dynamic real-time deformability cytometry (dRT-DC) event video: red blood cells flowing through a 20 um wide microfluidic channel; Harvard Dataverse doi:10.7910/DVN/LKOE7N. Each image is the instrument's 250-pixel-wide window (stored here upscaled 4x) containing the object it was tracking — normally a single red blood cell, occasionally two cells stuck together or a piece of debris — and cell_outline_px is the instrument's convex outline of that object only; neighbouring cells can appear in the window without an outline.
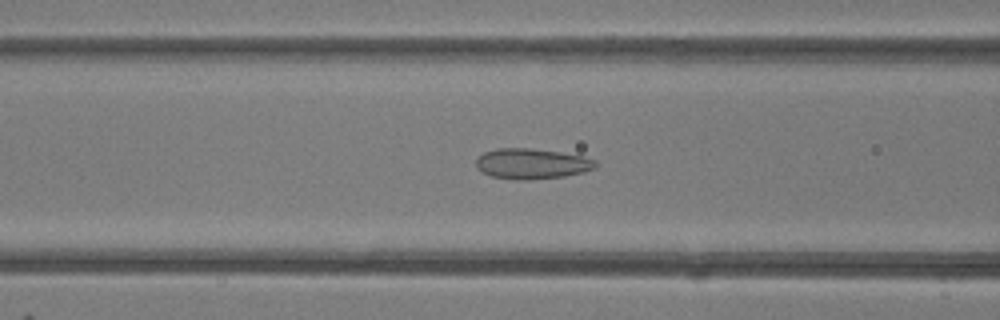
{"species": "common noctule bat (a hibernating species)", "species_latin": "Nyctalus noctula", "temperature_condition": "room temperature", "stored_images_in_passage": 49, "camera_frame_rate_fps": 3000, "um_per_image_px": 0.085, "animal": {"sex": "female"}, "frame": {"image": 1, "passage_image": 20, "time_ms": 6.333, "image_size_px": [1000, 320], "cell_outline_px": [[596, 168], [584, 172], [564, 176], [528, 180], [516, 180], [492, 176], [476, 168], [476, 160], [484, 152], [496, 148], [532, 148], [560, 152], [584, 156], [596, 160]], "centroid_in_image_um": [45.22, 13.91], "position_along_channel_um": 121.4, "area_um2": 21.27}}
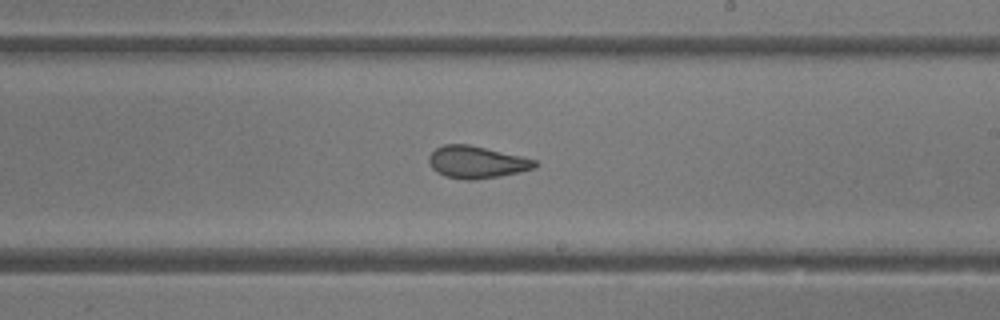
{"frame": {"image": 2, "passage_image": 29, "time_ms": 9.333, "image_size_px": [1000, 320], "cell_outline_px": [[540, 164], [536, 168], [520, 172], [500, 176], [472, 180], [464, 180], [444, 176], [436, 172], [432, 168], [428, 160], [428, 156], [436, 148], [444, 144], [468, 144], [520, 156], [536, 160]], "centroid_in_image_um": [40.51, 13.79], "position_along_channel_um": 248.5, "area_um2": 19.94}}
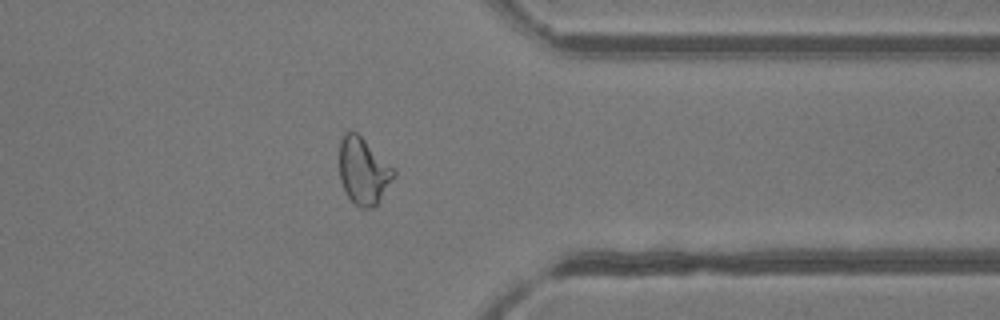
{"frame": {"image": 3, "passage_image": 39, "time_ms": 12.667, "image_size_px": [1000, 320], "cell_outline_px": [[396, 176], [376, 204], [372, 208], [360, 208], [348, 196], [340, 180], [340, 140], [344, 132], [348, 128], [356, 132], [396, 168]], "centroid_in_image_um": [30.91, 14.49], "position_along_channel_um": 380.5, "area_um2": 21.27}, "authors_computed_cell_mechanics": {"area_um2": 22.3108, "velocity_mm_per_s": 4.2423, "shape_relaxation_time_tau1_ms": null, "shape_relaxation_time_tau2_ms": 1.6812, "deformation_change_tau1": null, "deformation_change_tau2": 0.0838}}